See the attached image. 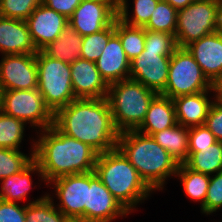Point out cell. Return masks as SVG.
I'll use <instances>...</instances> for the list:
<instances>
[{
    "instance_id": "cell-17",
    "label": "cell",
    "mask_w": 222,
    "mask_h": 222,
    "mask_svg": "<svg viewBox=\"0 0 222 222\" xmlns=\"http://www.w3.org/2000/svg\"><path fill=\"white\" fill-rule=\"evenodd\" d=\"M73 93L76 98H105L109 85L101 77L94 61L79 58L70 64Z\"/></svg>"
},
{
    "instance_id": "cell-7",
    "label": "cell",
    "mask_w": 222,
    "mask_h": 222,
    "mask_svg": "<svg viewBox=\"0 0 222 222\" xmlns=\"http://www.w3.org/2000/svg\"><path fill=\"white\" fill-rule=\"evenodd\" d=\"M218 0H195L177 11L175 41L177 47L185 48L194 41L218 31Z\"/></svg>"
},
{
    "instance_id": "cell-13",
    "label": "cell",
    "mask_w": 222,
    "mask_h": 222,
    "mask_svg": "<svg viewBox=\"0 0 222 222\" xmlns=\"http://www.w3.org/2000/svg\"><path fill=\"white\" fill-rule=\"evenodd\" d=\"M171 55L144 49L130 61L129 78L142 83L145 87L161 94L166 87Z\"/></svg>"
},
{
    "instance_id": "cell-41",
    "label": "cell",
    "mask_w": 222,
    "mask_h": 222,
    "mask_svg": "<svg viewBox=\"0 0 222 222\" xmlns=\"http://www.w3.org/2000/svg\"><path fill=\"white\" fill-rule=\"evenodd\" d=\"M172 5L177 11L185 8L189 4L193 3L195 0H164Z\"/></svg>"
},
{
    "instance_id": "cell-32",
    "label": "cell",
    "mask_w": 222,
    "mask_h": 222,
    "mask_svg": "<svg viewBox=\"0 0 222 222\" xmlns=\"http://www.w3.org/2000/svg\"><path fill=\"white\" fill-rule=\"evenodd\" d=\"M115 33V21L100 32L83 36L80 58L96 61L102 54L109 38Z\"/></svg>"
},
{
    "instance_id": "cell-31",
    "label": "cell",
    "mask_w": 222,
    "mask_h": 222,
    "mask_svg": "<svg viewBox=\"0 0 222 222\" xmlns=\"http://www.w3.org/2000/svg\"><path fill=\"white\" fill-rule=\"evenodd\" d=\"M25 122L8 116L0 110V148L19 150Z\"/></svg>"
},
{
    "instance_id": "cell-39",
    "label": "cell",
    "mask_w": 222,
    "mask_h": 222,
    "mask_svg": "<svg viewBox=\"0 0 222 222\" xmlns=\"http://www.w3.org/2000/svg\"><path fill=\"white\" fill-rule=\"evenodd\" d=\"M26 205L0 200V222H26Z\"/></svg>"
},
{
    "instance_id": "cell-9",
    "label": "cell",
    "mask_w": 222,
    "mask_h": 222,
    "mask_svg": "<svg viewBox=\"0 0 222 222\" xmlns=\"http://www.w3.org/2000/svg\"><path fill=\"white\" fill-rule=\"evenodd\" d=\"M0 110L31 126H38L41 131L54 124V114L46 106L38 89L1 90Z\"/></svg>"
},
{
    "instance_id": "cell-20",
    "label": "cell",
    "mask_w": 222,
    "mask_h": 222,
    "mask_svg": "<svg viewBox=\"0 0 222 222\" xmlns=\"http://www.w3.org/2000/svg\"><path fill=\"white\" fill-rule=\"evenodd\" d=\"M209 91L189 95H181L173 98L177 123L184 127L204 125L211 105Z\"/></svg>"
},
{
    "instance_id": "cell-43",
    "label": "cell",
    "mask_w": 222,
    "mask_h": 222,
    "mask_svg": "<svg viewBox=\"0 0 222 222\" xmlns=\"http://www.w3.org/2000/svg\"><path fill=\"white\" fill-rule=\"evenodd\" d=\"M215 93H222V79L215 85Z\"/></svg>"
},
{
    "instance_id": "cell-29",
    "label": "cell",
    "mask_w": 222,
    "mask_h": 222,
    "mask_svg": "<svg viewBox=\"0 0 222 222\" xmlns=\"http://www.w3.org/2000/svg\"><path fill=\"white\" fill-rule=\"evenodd\" d=\"M160 0H134L133 17L129 20L127 0H118V19L132 27H144Z\"/></svg>"
},
{
    "instance_id": "cell-10",
    "label": "cell",
    "mask_w": 222,
    "mask_h": 222,
    "mask_svg": "<svg viewBox=\"0 0 222 222\" xmlns=\"http://www.w3.org/2000/svg\"><path fill=\"white\" fill-rule=\"evenodd\" d=\"M118 18V0H82L68 19L82 37L102 31Z\"/></svg>"
},
{
    "instance_id": "cell-14",
    "label": "cell",
    "mask_w": 222,
    "mask_h": 222,
    "mask_svg": "<svg viewBox=\"0 0 222 222\" xmlns=\"http://www.w3.org/2000/svg\"><path fill=\"white\" fill-rule=\"evenodd\" d=\"M25 21L37 51L43 50L55 41L69 24L65 16L42 3L35 8Z\"/></svg>"
},
{
    "instance_id": "cell-36",
    "label": "cell",
    "mask_w": 222,
    "mask_h": 222,
    "mask_svg": "<svg viewBox=\"0 0 222 222\" xmlns=\"http://www.w3.org/2000/svg\"><path fill=\"white\" fill-rule=\"evenodd\" d=\"M213 176L210 177L205 203L201 208L202 213L209 215L222 207V171Z\"/></svg>"
},
{
    "instance_id": "cell-19",
    "label": "cell",
    "mask_w": 222,
    "mask_h": 222,
    "mask_svg": "<svg viewBox=\"0 0 222 222\" xmlns=\"http://www.w3.org/2000/svg\"><path fill=\"white\" fill-rule=\"evenodd\" d=\"M0 52L3 55L38 52L25 20L0 16Z\"/></svg>"
},
{
    "instance_id": "cell-28",
    "label": "cell",
    "mask_w": 222,
    "mask_h": 222,
    "mask_svg": "<svg viewBox=\"0 0 222 222\" xmlns=\"http://www.w3.org/2000/svg\"><path fill=\"white\" fill-rule=\"evenodd\" d=\"M68 218L54 206L49 195L40 197L26 205V222H67Z\"/></svg>"
},
{
    "instance_id": "cell-5",
    "label": "cell",
    "mask_w": 222,
    "mask_h": 222,
    "mask_svg": "<svg viewBox=\"0 0 222 222\" xmlns=\"http://www.w3.org/2000/svg\"><path fill=\"white\" fill-rule=\"evenodd\" d=\"M156 95L153 90L130 78L109 84L106 98L116 129L120 133L136 130Z\"/></svg>"
},
{
    "instance_id": "cell-15",
    "label": "cell",
    "mask_w": 222,
    "mask_h": 222,
    "mask_svg": "<svg viewBox=\"0 0 222 222\" xmlns=\"http://www.w3.org/2000/svg\"><path fill=\"white\" fill-rule=\"evenodd\" d=\"M127 214L96 173L88 172V222H112Z\"/></svg>"
},
{
    "instance_id": "cell-33",
    "label": "cell",
    "mask_w": 222,
    "mask_h": 222,
    "mask_svg": "<svg viewBox=\"0 0 222 222\" xmlns=\"http://www.w3.org/2000/svg\"><path fill=\"white\" fill-rule=\"evenodd\" d=\"M34 152L29 156L19 150L0 148V180L23 170L32 160Z\"/></svg>"
},
{
    "instance_id": "cell-16",
    "label": "cell",
    "mask_w": 222,
    "mask_h": 222,
    "mask_svg": "<svg viewBox=\"0 0 222 222\" xmlns=\"http://www.w3.org/2000/svg\"><path fill=\"white\" fill-rule=\"evenodd\" d=\"M215 86L222 79V34L217 31L185 47Z\"/></svg>"
},
{
    "instance_id": "cell-18",
    "label": "cell",
    "mask_w": 222,
    "mask_h": 222,
    "mask_svg": "<svg viewBox=\"0 0 222 222\" xmlns=\"http://www.w3.org/2000/svg\"><path fill=\"white\" fill-rule=\"evenodd\" d=\"M95 63L101 77L108 85L129 79L130 60L124 52L120 38L115 33L109 38Z\"/></svg>"
},
{
    "instance_id": "cell-25",
    "label": "cell",
    "mask_w": 222,
    "mask_h": 222,
    "mask_svg": "<svg viewBox=\"0 0 222 222\" xmlns=\"http://www.w3.org/2000/svg\"><path fill=\"white\" fill-rule=\"evenodd\" d=\"M184 164L193 171L208 175L222 171V142L216 141L199 151L188 152Z\"/></svg>"
},
{
    "instance_id": "cell-40",
    "label": "cell",
    "mask_w": 222,
    "mask_h": 222,
    "mask_svg": "<svg viewBox=\"0 0 222 222\" xmlns=\"http://www.w3.org/2000/svg\"><path fill=\"white\" fill-rule=\"evenodd\" d=\"M82 0H41V3L69 19Z\"/></svg>"
},
{
    "instance_id": "cell-24",
    "label": "cell",
    "mask_w": 222,
    "mask_h": 222,
    "mask_svg": "<svg viewBox=\"0 0 222 222\" xmlns=\"http://www.w3.org/2000/svg\"><path fill=\"white\" fill-rule=\"evenodd\" d=\"M34 171H37L43 179L39 165L34 159L20 172L2 179L0 200L13 203H16L17 200L23 201L29 189H31L32 179L30 174Z\"/></svg>"
},
{
    "instance_id": "cell-27",
    "label": "cell",
    "mask_w": 222,
    "mask_h": 222,
    "mask_svg": "<svg viewBox=\"0 0 222 222\" xmlns=\"http://www.w3.org/2000/svg\"><path fill=\"white\" fill-rule=\"evenodd\" d=\"M115 34L120 38L124 52L131 61L144 50L145 29L124 24L118 18L115 20Z\"/></svg>"
},
{
    "instance_id": "cell-35",
    "label": "cell",
    "mask_w": 222,
    "mask_h": 222,
    "mask_svg": "<svg viewBox=\"0 0 222 222\" xmlns=\"http://www.w3.org/2000/svg\"><path fill=\"white\" fill-rule=\"evenodd\" d=\"M176 48L175 37L172 34L145 30L144 49L159 52L161 55H172Z\"/></svg>"
},
{
    "instance_id": "cell-44",
    "label": "cell",
    "mask_w": 222,
    "mask_h": 222,
    "mask_svg": "<svg viewBox=\"0 0 222 222\" xmlns=\"http://www.w3.org/2000/svg\"><path fill=\"white\" fill-rule=\"evenodd\" d=\"M216 95V99L222 104V93H217Z\"/></svg>"
},
{
    "instance_id": "cell-46",
    "label": "cell",
    "mask_w": 222,
    "mask_h": 222,
    "mask_svg": "<svg viewBox=\"0 0 222 222\" xmlns=\"http://www.w3.org/2000/svg\"><path fill=\"white\" fill-rule=\"evenodd\" d=\"M0 108H1V88H0Z\"/></svg>"
},
{
    "instance_id": "cell-22",
    "label": "cell",
    "mask_w": 222,
    "mask_h": 222,
    "mask_svg": "<svg viewBox=\"0 0 222 222\" xmlns=\"http://www.w3.org/2000/svg\"><path fill=\"white\" fill-rule=\"evenodd\" d=\"M82 36L69 24L63 29L61 35L43 51L50 57L71 64L80 58L82 51Z\"/></svg>"
},
{
    "instance_id": "cell-38",
    "label": "cell",
    "mask_w": 222,
    "mask_h": 222,
    "mask_svg": "<svg viewBox=\"0 0 222 222\" xmlns=\"http://www.w3.org/2000/svg\"><path fill=\"white\" fill-rule=\"evenodd\" d=\"M215 100L206 117L205 125L214 134L215 139L222 142V104L216 96Z\"/></svg>"
},
{
    "instance_id": "cell-45",
    "label": "cell",
    "mask_w": 222,
    "mask_h": 222,
    "mask_svg": "<svg viewBox=\"0 0 222 222\" xmlns=\"http://www.w3.org/2000/svg\"><path fill=\"white\" fill-rule=\"evenodd\" d=\"M67 222H87V221L81 219H68Z\"/></svg>"
},
{
    "instance_id": "cell-12",
    "label": "cell",
    "mask_w": 222,
    "mask_h": 222,
    "mask_svg": "<svg viewBox=\"0 0 222 222\" xmlns=\"http://www.w3.org/2000/svg\"><path fill=\"white\" fill-rule=\"evenodd\" d=\"M1 60V90L38 89L36 54L4 55Z\"/></svg>"
},
{
    "instance_id": "cell-8",
    "label": "cell",
    "mask_w": 222,
    "mask_h": 222,
    "mask_svg": "<svg viewBox=\"0 0 222 222\" xmlns=\"http://www.w3.org/2000/svg\"><path fill=\"white\" fill-rule=\"evenodd\" d=\"M212 90L215 91V86L204 75L194 57L186 48L177 47L170 57L168 79L161 94L173 99Z\"/></svg>"
},
{
    "instance_id": "cell-6",
    "label": "cell",
    "mask_w": 222,
    "mask_h": 222,
    "mask_svg": "<svg viewBox=\"0 0 222 222\" xmlns=\"http://www.w3.org/2000/svg\"><path fill=\"white\" fill-rule=\"evenodd\" d=\"M36 63L38 90L53 114L77 99L73 93L69 63L54 59L43 50L36 53Z\"/></svg>"
},
{
    "instance_id": "cell-1",
    "label": "cell",
    "mask_w": 222,
    "mask_h": 222,
    "mask_svg": "<svg viewBox=\"0 0 222 222\" xmlns=\"http://www.w3.org/2000/svg\"><path fill=\"white\" fill-rule=\"evenodd\" d=\"M63 133L88 144L98 154L117 147L116 129L107 98H77L54 114Z\"/></svg>"
},
{
    "instance_id": "cell-2",
    "label": "cell",
    "mask_w": 222,
    "mask_h": 222,
    "mask_svg": "<svg viewBox=\"0 0 222 222\" xmlns=\"http://www.w3.org/2000/svg\"><path fill=\"white\" fill-rule=\"evenodd\" d=\"M42 132L32 149L43 181L51 184L61 176L94 171L98 153L88 144L63 134L54 124Z\"/></svg>"
},
{
    "instance_id": "cell-34",
    "label": "cell",
    "mask_w": 222,
    "mask_h": 222,
    "mask_svg": "<svg viewBox=\"0 0 222 222\" xmlns=\"http://www.w3.org/2000/svg\"><path fill=\"white\" fill-rule=\"evenodd\" d=\"M41 0H0V16L26 20Z\"/></svg>"
},
{
    "instance_id": "cell-21",
    "label": "cell",
    "mask_w": 222,
    "mask_h": 222,
    "mask_svg": "<svg viewBox=\"0 0 222 222\" xmlns=\"http://www.w3.org/2000/svg\"><path fill=\"white\" fill-rule=\"evenodd\" d=\"M177 124L173 100L157 94L151 101L142 124L136 129L139 133L152 136L154 133Z\"/></svg>"
},
{
    "instance_id": "cell-37",
    "label": "cell",
    "mask_w": 222,
    "mask_h": 222,
    "mask_svg": "<svg viewBox=\"0 0 222 222\" xmlns=\"http://www.w3.org/2000/svg\"><path fill=\"white\" fill-rule=\"evenodd\" d=\"M216 141L214 134L206 127L205 124L189 127L188 152L199 151V148L208 147Z\"/></svg>"
},
{
    "instance_id": "cell-4",
    "label": "cell",
    "mask_w": 222,
    "mask_h": 222,
    "mask_svg": "<svg viewBox=\"0 0 222 222\" xmlns=\"http://www.w3.org/2000/svg\"><path fill=\"white\" fill-rule=\"evenodd\" d=\"M94 172L128 213L153 191L117 147L97 155Z\"/></svg>"
},
{
    "instance_id": "cell-23",
    "label": "cell",
    "mask_w": 222,
    "mask_h": 222,
    "mask_svg": "<svg viewBox=\"0 0 222 222\" xmlns=\"http://www.w3.org/2000/svg\"><path fill=\"white\" fill-rule=\"evenodd\" d=\"M189 128L176 124L152 135L154 140L164 148L179 164L188 159Z\"/></svg>"
},
{
    "instance_id": "cell-42",
    "label": "cell",
    "mask_w": 222,
    "mask_h": 222,
    "mask_svg": "<svg viewBox=\"0 0 222 222\" xmlns=\"http://www.w3.org/2000/svg\"><path fill=\"white\" fill-rule=\"evenodd\" d=\"M218 31L222 34V0L220 1V7H219V26Z\"/></svg>"
},
{
    "instance_id": "cell-11",
    "label": "cell",
    "mask_w": 222,
    "mask_h": 222,
    "mask_svg": "<svg viewBox=\"0 0 222 222\" xmlns=\"http://www.w3.org/2000/svg\"><path fill=\"white\" fill-rule=\"evenodd\" d=\"M51 182L61 203L56 208L68 219L88 222V172L61 176Z\"/></svg>"
},
{
    "instance_id": "cell-26",
    "label": "cell",
    "mask_w": 222,
    "mask_h": 222,
    "mask_svg": "<svg viewBox=\"0 0 222 222\" xmlns=\"http://www.w3.org/2000/svg\"><path fill=\"white\" fill-rule=\"evenodd\" d=\"M175 176L180 177L185 194L193 201H201L202 208L207 196L210 175L193 171L185 164H179Z\"/></svg>"
},
{
    "instance_id": "cell-30",
    "label": "cell",
    "mask_w": 222,
    "mask_h": 222,
    "mask_svg": "<svg viewBox=\"0 0 222 222\" xmlns=\"http://www.w3.org/2000/svg\"><path fill=\"white\" fill-rule=\"evenodd\" d=\"M176 27L177 10L168 2L160 0L143 28L149 31L166 32L175 37Z\"/></svg>"
},
{
    "instance_id": "cell-3",
    "label": "cell",
    "mask_w": 222,
    "mask_h": 222,
    "mask_svg": "<svg viewBox=\"0 0 222 222\" xmlns=\"http://www.w3.org/2000/svg\"><path fill=\"white\" fill-rule=\"evenodd\" d=\"M117 148L152 189H163L166 178L176 175L179 163L152 136L136 130L119 134Z\"/></svg>"
}]
</instances>
